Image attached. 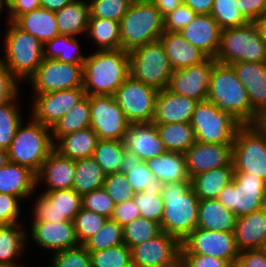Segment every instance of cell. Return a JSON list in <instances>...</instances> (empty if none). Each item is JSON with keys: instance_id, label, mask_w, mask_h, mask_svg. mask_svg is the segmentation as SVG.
Masks as SVG:
<instances>
[{"instance_id": "obj_1", "label": "cell", "mask_w": 266, "mask_h": 267, "mask_svg": "<svg viewBox=\"0 0 266 267\" xmlns=\"http://www.w3.org/2000/svg\"><path fill=\"white\" fill-rule=\"evenodd\" d=\"M128 77L129 52L122 49L88 51L83 64V89L87 96H113Z\"/></svg>"}, {"instance_id": "obj_2", "label": "cell", "mask_w": 266, "mask_h": 267, "mask_svg": "<svg viewBox=\"0 0 266 267\" xmlns=\"http://www.w3.org/2000/svg\"><path fill=\"white\" fill-rule=\"evenodd\" d=\"M161 195L164 201L161 231L182 242L197 228L200 200L191 181L163 183Z\"/></svg>"}, {"instance_id": "obj_3", "label": "cell", "mask_w": 266, "mask_h": 267, "mask_svg": "<svg viewBox=\"0 0 266 267\" xmlns=\"http://www.w3.org/2000/svg\"><path fill=\"white\" fill-rule=\"evenodd\" d=\"M207 100L216 109L233 116L241 125L254 124L258 114L252 109L248 92L231 65L216 63L212 69Z\"/></svg>"}, {"instance_id": "obj_4", "label": "cell", "mask_w": 266, "mask_h": 267, "mask_svg": "<svg viewBox=\"0 0 266 267\" xmlns=\"http://www.w3.org/2000/svg\"><path fill=\"white\" fill-rule=\"evenodd\" d=\"M1 35L0 60L24 85L44 59V45L10 21ZM5 30V31H4Z\"/></svg>"}, {"instance_id": "obj_5", "label": "cell", "mask_w": 266, "mask_h": 267, "mask_svg": "<svg viewBox=\"0 0 266 267\" xmlns=\"http://www.w3.org/2000/svg\"><path fill=\"white\" fill-rule=\"evenodd\" d=\"M26 118L17 127L7 154L9 162L28 167L37 174L54 150V142L50 127L35 121L29 114Z\"/></svg>"}, {"instance_id": "obj_6", "label": "cell", "mask_w": 266, "mask_h": 267, "mask_svg": "<svg viewBox=\"0 0 266 267\" xmlns=\"http://www.w3.org/2000/svg\"><path fill=\"white\" fill-rule=\"evenodd\" d=\"M164 16L151 0H134L120 21L121 49L127 52L159 40Z\"/></svg>"}, {"instance_id": "obj_7", "label": "cell", "mask_w": 266, "mask_h": 267, "mask_svg": "<svg viewBox=\"0 0 266 267\" xmlns=\"http://www.w3.org/2000/svg\"><path fill=\"white\" fill-rule=\"evenodd\" d=\"M215 61L224 65L235 62H266V41L255 22L224 29Z\"/></svg>"}, {"instance_id": "obj_8", "label": "cell", "mask_w": 266, "mask_h": 267, "mask_svg": "<svg viewBox=\"0 0 266 267\" xmlns=\"http://www.w3.org/2000/svg\"><path fill=\"white\" fill-rule=\"evenodd\" d=\"M173 69L160 40L129 52V76L158 91L168 88Z\"/></svg>"}, {"instance_id": "obj_9", "label": "cell", "mask_w": 266, "mask_h": 267, "mask_svg": "<svg viewBox=\"0 0 266 267\" xmlns=\"http://www.w3.org/2000/svg\"><path fill=\"white\" fill-rule=\"evenodd\" d=\"M28 202L31 203L30 206L26 205V211L31 216L30 219L26 218V222L73 221L82 208V196L73 188L36 192L29 197Z\"/></svg>"}, {"instance_id": "obj_10", "label": "cell", "mask_w": 266, "mask_h": 267, "mask_svg": "<svg viewBox=\"0 0 266 267\" xmlns=\"http://www.w3.org/2000/svg\"><path fill=\"white\" fill-rule=\"evenodd\" d=\"M217 200L236 217L250 214L266 207V181L246 172H234Z\"/></svg>"}, {"instance_id": "obj_11", "label": "cell", "mask_w": 266, "mask_h": 267, "mask_svg": "<svg viewBox=\"0 0 266 267\" xmlns=\"http://www.w3.org/2000/svg\"><path fill=\"white\" fill-rule=\"evenodd\" d=\"M190 125L196 141L212 144H233L241 126L233 116L217 110L215 104L208 100L196 104Z\"/></svg>"}, {"instance_id": "obj_12", "label": "cell", "mask_w": 266, "mask_h": 267, "mask_svg": "<svg viewBox=\"0 0 266 267\" xmlns=\"http://www.w3.org/2000/svg\"><path fill=\"white\" fill-rule=\"evenodd\" d=\"M234 172H246L266 181V137L254 124L241 125L232 144Z\"/></svg>"}, {"instance_id": "obj_13", "label": "cell", "mask_w": 266, "mask_h": 267, "mask_svg": "<svg viewBox=\"0 0 266 267\" xmlns=\"http://www.w3.org/2000/svg\"><path fill=\"white\" fill-rule=\"evenodd\" d=\"M24 85L31 91L25 92L28 95L83 88V65L43 59L37 71Z\"/></svg>"}, {"instance_id": "obj_14", "label": "cell", "mask_w": 266, "mask_h": 267, "mask_svg": "<svg viewBox=\"0 0 266 267\" xmlns=\"http://www.w3.org/2000/svg\"><path fill=\"white\" fill-rule=\"evenodd\" d=\"M159 91L130 76L116 90L114 99L131 124L152 123Z\"/></svg>"}, {"instance_id": "obj_15", "label": "cell", "mask_w": 266, "mask_h": 267, "mask_svg": "<svg viewBox=\"0 0 266 267\" xmlns=\"http://www.w3.org/2000/svg\"><path fill=\"white\" fill-rule=\"evenodd\" d=\"M27 249H34L35 253L44 252L52 255L55 252L74 248L80 245L73 221L55 222H26ZM37 246L32 248V246ZM43 250V251H42Z\"/></svg>"}, {"instance_id": "obj_16", "label": "cell", "mask_w": 266, "mask_h": 267, "mask_svg": "<svg viewBox=\"0 0 266 267\" xmlns=\"http://www.w3.org/2000/svg\"><path fill=\"white\" fill-rule=\"evenodd\" d=\"M90 127L99 140H123L131 123L112 95L89 96Z\"/></svg>"}, {"instance_id": "obj_17", "label": "cell", "mask_w": 266, "mask_h": 267, "mask_svg": "<svg viewBox=\"0 0 266 267\" xmlns=\"http://www.w3.org/2000/svg\"><path fill=\"white\" fill-rule=\"evenodd\" d=\"M181 254H201L223 259L235 267L239 255L234 232L196 228L181 242Z\"/></svg>"}, {"instance_id": "obj_18", "label": "cell", "mask_w": 266, "mask_h": 267, "mask_svg": "<svg viewBox=\"0 0 266 267\" xmlns=\"http://www.w3.org/2000/svg\"><path fill=\"white\" fill-rule=\"evenodd\" d=\"M30 95L31 104L27 103L30 106H26L30 112L28 114L50 128L86 96L83 88Z\"/></svg>"}, {"instance_id": "obj_19", "label": "cell", "mask_w": 266, "mask_h": 267, "mask_svg": "<svg viewBox=\"0 0 266 267\" xmlns=\"http://www.w3.org/2000/svg\"><path fill=\"white\" fill-rule=\"evenodd\" d=\"M133 267H165L181 257V242L161 232L155 238L131 248Z\"/></svg>"}, {"instance_id": "obj_20", "label": "cell", "mask_w": 266, "mask_h": 267, "mask_svg": "<svg viewBox=\"0 0 266 267\" xmlns=\"http://www.w3.org/2000/svg\"><path fill=\"white\" fill-rule=\"evenodd\" d=\"M216 63L214 58H207L200 64L173 70L168 89L198 102L207 100L210 76Z\"/></svg>"}, {"instance_id": "obj_21", "label": "cell", "mask_w": 266, "mask_h": 267, "mask_svg": "<svg viewBox=\"0 0 266 267\" xmlns=\"http://www.w3.org/2000/svg\"><path fill=\"white\" fill-rule=\"evenodd\" d=\"M190 178L222 166H233L232 144H212L196 141L185 153Z\"/></svg>"}, {"instance_id": "obj_22", "label": "cell", "mask_w": 266, "mask_h": 267, "mask_svg": "<svg viewBox=\"0 0 266 267\" xmlns=\"http://www.w3.org/2000/svg\"><path fill=\"white\" fill-rule=\"evenodd\" d=\"M74 176L75 160L53 150L36 174L37 192L71 189Z\"/></svg>"}, {"instance_id": "obj_23", "label": "cell", "mask_w": 266, "mask_h": 267, "mask_svg": "<svg viewBox=\"0 0 266 267\" xmlns=\"http://www.w3.org/2000/svg\"><path fill=\"white\" fill-rule=\"evenodd\" d=\"M222 29L210 14H197L179 34L208 58L217 55Z\"/></svg>"}, {"instance_id": "obj_24", "label": "cell", "mask_w": 266, "mask_h": 267, "mask_svg": "<svg viewBox=\"0 0 266 267\" xmlns=\"http://www.w3.org/2000/svg\"><path fill=\"white\" fill-rule=\"evenodd\" d=\"M125 148L147 161L167 152L153 123L131 124L123 139Z\"/></svg>"}, {"instance_id": "obj_25", "label": "cell", "mask_w": 266, "mask_h": 267, "mask_svg": "<svg viewBox=\"0 0 266 267\" xmlns=\"http://www.w3.org/2000/svg\"><path fill=\"white\" fill-rule=\"evenodd\" d=\"M231 66L248 92L252 109L257 114L266 112V62L240 61Z\"/></svg>"}, {"instance_id": "obj_26", "label": "cell", "mask_w": 266, "mask_h": 267, "mask_svg": "<svg viewBox=\"0 0 266 267\" xmlns=\"http://www.w3.org/2000/svg\"><path fill=\"white\" fill-rule=\"evenodd\" d=\"M198 101L171 92L160 90L156 100V110L152 123H190Z\"/></svg>"}, {"instance_id": "obj_27", "label": "cell", "mask_w": 266, "mask_h": 267, "mask_svg": "<svg viewBox=\"0 0 266 267\" xmlns=\"http://www.w3.org/2000/svg\"><path fill=\"white\" fill-rule=\"evenodd\" d=\"M36 192V173L30 168L11 162L0 168V193L18 196L27 205Z\"/></svg>"}, {"instance_id": "obj_28", "label": "cell", "mask_w": 266, "mask_h": 267, "mask_svg": "<svg viewBox=\"0 0 266 267\" xmlns=\"http://www.w3.org/2000/svg\"><path fill=\"white\" fill-rule=\"evenodd\" d=\"M234 236L239 252L261 249L266 238V207L237 217Z\"/></svg>"}, {"instance_id": "obj_29", "label": "cell", "mask_w": 266, "mask_h": 267, "mask_svg": "<svg viewBox=\"0 0 266 267\" xmlns=\"http://www.w3.org/2000/svg\"><path fill=\"white\" fill-rule=\"evenodd\" d=\"M159 40L165 49L173 70L200 64L208 58L178 32H164Z\"/></svg>"}, {"instance_id": "obj_30", "label": "cell", "mask_w": 266, "mask_h": 267, "mask_svg": "<svg viewBox=\"0 0 266 267\" xmlns=\"http://www.w3.org/2000/svg\"><path fill=\"white\" fill-rule=\"evenodd\" d=\"M28 255L26 223L0 225V264L25 263Z\"/></svg>"}, {"instance_id": "obj_31", "label": "cell", "mask_w": 266, "mask_h": 267, "mask_svg": "<svg viewBox=\"0 0 266 267\" xmlns=\"http://www.w3.org/2000/svg\"><path fill=\"white\" fill-rule=\"evenodd\" d=\"M59 35L85 38L90 20L88 0H72L55 12Z\"/></svg>"}, {"instance_id": "obj_32", "label": "cell", "mask_w": 266, "mask_h": 267, "mask_svg": "<svg viewBox=\"0 0 266 267\" xmlns=\"http://www.w3.org/2000/svg\"><path fill=\"white\" fill-rule=\"evenodd\" d=\"M85 39L87 41L84 47L88 51H92V49H121L120 22L110 19L90 18Z\"/></svg>"}, {"instance_id": "obj_33", "label": "cell", "mask_w": 266, "mask_h": 267, "mask_svg": "<svg viewBox=\"0 0 266 267\" xmlns=\"http://www.w3.org/2000/svg\"><path fill=\"white\" fill-rule=\"evenodd\" d=\"M99 141L98 135L91 127L61 136L54 143L56 150L63 157L73 160L90 158Z\"/></svg>"}, {"instance_id": "obj_34", "label": "cell", "mask_w": 266, "mask_h": 267, "mask_svg": "<svg viewBox=\"0 0 266 267\" xmlns=\"http://www.w3.org/2000/svg\"><path fill=\"white\" fill-rule=\"evenodd\" d=\"M14 23L37 38L43 45L59 35L55 12L43 7L20 15Z\"/></svg>"}, {"instance_id": "obj_35", "label": "cell", "mask_w": 266, "mask_h": 267, "mask_svg": "<svg viewBox=\"0 0 266 267\" xmlns=\"http://www.w3.org/2000/svg\"><path fill=\"white\" fill-rule=\"evenodd\" d=\"M145 162L153 176L162 183L191 181L184 153L167 151Z\"/></svg>"}, {"instance_id": "obj_36", "label": "cell", "mask_w": 266, "mask_h": 267, "mask_svg": "<svg viewBox=\"0 0 266 267\" xmlns=\"http://www.w3.org/2000/svg\"><path fill=\"white\" fill-rule=\"evenodd\" d=\"M235 214L217 199L200 200L197 227L211 231L234 232Z\"/></svg>"}, {"instance_id": "obj_37", "label": "cell", "mask_w": 266, "mask_h": 267, "mask_svg": "<svg viewBox=\"0 0 266 267\" xmlns=\"http://www.w3.org/2000/svg\"><path fill=\"white\" fill-rule=\"evenodd\" d=\"M80 38L69 35L55 36L44 45V59H57L64 63L83 65L88 52L85 53V48H82L84 43L86 44L85 38L82 40Z\"/></svg>"}, {"instance_id": "obj_38", "label": "cell", "mask_w": 266, "mask_h": 267, "mask_svg": "<svg viewBox=\"0 0 266 267\" xmlns=\"http://www.w3.org/2000/svg\"><path fill=\"white\" fill-rule=\"evenodd\" d=\"M233 174V166L215 168L192 177L191 187L199 200L217 199L223 188L231 182Z\"/></svg>"}, {"instance_id": "obj_39", "label": "cell", "mask_w": 266, "mask_h": 267, "mask_svg": "<svg viewBox=\"0 0 266 267\" xmlns=\"http://www.w3.org/2000/svg\"><path fill=\"white\" fill-rule=\"evenodd\" d=\"M23 92L15 99L10 100L6 105L0 107V149L8 150L17 127L24 119V114L25 117L28 115L23 111L26 110L23 104L26 106L27 101H23L25 99L24 96H27L26 94L23 95Z\"/></svg>"}, {"instance_id": "obj_40", "label": "cell", "mask_w": 266, "mask_h": 267, "mask_svg": "<svg viewBox=\"0 0 266 267\" xmlns=\"http://www.w3.org/2000/svg\"><path fill=\"white\" fill-rule=\"evenodd\" d=\"M167 151L185 153L195 142L190 123H153Z\"/></svg>"}, {"instance_id": "obj_41", "label": "cell", "mask_w": 266, "mask_h": 267, "mask_svg": "<svg viewBox=\"0 0 266 267\" xmlns=\"http://www.w3.org/2000/svg\"><path fill=\"white\" fill-rule=\"evenodd\" d=\"M106 174L93 157L75 160L72 188L81 196L103 187Z\"/></svg>"}, {"instance_id": "obj_42", "label": "cell", "mask_w": 266, "mask_h": 267, "mask_svg": "<svg viewBox=\"0 0 266 267\" xmlns=\"http://www.w3.org/2000/svg\"><path fill=\"white\" fill-rule=\"evenodd\" d=\"M90 127L89 96H85L71 108L51 128L52 140L55 143L61 136Z\"/></svg>"}, {"instance_id": "obj_43", "label": "cell", "mask_w": 266, "mask_h": 267, "mask_svg": "<svg viewBox=\"0 0 266 267\" xmlns=\"http://www.w3.org/2000/svg\"><path fill=\"white\" fill-rule=\"evenodd\" d=\"M125 150L123 140H99L92 157L107 175L120 172Z\"/></svg>"}, {"instance_id": "obj_44", "label": "cell", "mask_w": 266, "mask_h": 267, "mask_svg": "<svg viewBox=\"0 0 266 267\" xmlns=\"http://www.w3.org/2000/svg\"><path fill=\"white\" fill-rule=\"evenodd\" d=\"M122 244H124L123 227L116 221L107 219L103 227L89 238L83 246L89 252H96Z\"/></svg>"}, {"instance_id": "obj_45", "label": "cell", "mask_w": 266, "mask_h": 267, "mask_svg": "<svg viewBox=\"0 0 266 267\" xmlns=\"http://www.w3.org/2000/svg\"><path fill=\"white\" fill-rule=\"evenodd\" d=\"M161 232L159 223L140 216L123 226L124 244L131 249L155 238Z\"/></svg>"}, {"instance_id": "obj_46", "label": "cell", "mask_w": 266, "mask_h": 267, "mask_svg": "<svg viewBox=\"0 0 266 267\" xmlns=\"http://www.w3.org/2000/svg\"><path fill=\"white\" fill-rule=\"evenodd\" d=\"M89 253L92 267H133L131 249L125 244Z\"/></svg>"}, {"instance_id": "obj_47", "label": "cell", "mask_w": 266, "mask_h": 267, "mask_svg": "<svg viewBox=\"0 0 266 267\" xmlns=\"http://www.w3.org/2000/svg\"><path fill=\"white\" fill-rule=\"evenodd\" d=\"M210 15L222 30L249 23L238 11L236 0H214Z\"/></svg>"}, {"instance_id": "obj_48", "label": "cell", "mask_w": 266, "mask_h": 267, "mask_svg": "<svg viewBox=\"0 0 266 267\" xmlns=\"http://www.w3.org/2000/svg\"><path fill=\"white\" fill-rule=\"evenodd\" d=\"M162 189H144L135 193L134 201L140 210L141 217L161 223L164 211V201L161 195Z\"/></svg>"}, {"instance_id": "obj_49", "label": "cell", "mask_w": 266, "mask_h": 267, "mask_svg": "<svg viewBox=\"0 0 266 267\" xmlns=\"http://www.w3.org/2000/svg\"><path fill=\"white\" fill-rule=\"evenodd\" d=\"M48 257L45 265L49 264V267H92L90 253L83 245L55 252ZM45 265L41 266L48 267Z\"/></svg>"}, {"instance_id": "obj_50", "label": "cell", "mask_w": 266, "mask_h": 267, "mask_svg": "<svg viewBox=\"0 0 266 267\" xmlns=\"http://www.w3.org/2000/svg\"><path fill=\"white\" fill-rule=\"evenodd\" d=\"M134 0H88L90 18L120 22Z\"/></svg>"}, {"instance_id": "obj_51", "label": "cell", "mask_w": 266, "mask_h": 267, "mask_svg": "<svg viewBox=\"0 0 266 267\" xmlns=\"http://www.w3.org/2000/svg\"><path fill=\"white\" fill-rule=\"evenodd\" d=\"M106 220L107 218L102 215L81 208L73 220L80 245L94 236L103 227Z\"/></svg>"}, {"instance_id": "obj_52", "label": "cell", "mask_w": 266, "mask_h": 267, "mask_svg": "<svg viewBox=\"0 0 266 267\" xmlns=\"http://www.w3.org/2000/svg\"><path fill=\"white\" fill-rule=\"evenodd\" d=\"M24 207L25 203L18 196L0 193V225L26 223L27 207Z\"/></svg>"}, {"instance_id": "obj_53", "label": "cell", "mask_w": 266, "mask_h": 267, "mask_svg": "<svg viewBox=\"0 0 266 267\" xmlns=\"http://www.w3.org/2000/svg\"><path fill=\"white\" fill-rule=\"evenodd\" d=\"M103 187L112 198L115 205L129 201L135 196L132 186L122 172L107 174Z\"/></svg>"}, {"instance_id": "obj_54", "label": "cell", "mask_w": 266, "mask_h": 267, "mask_svg": "<svg viewBox=\"0 0 266 267\" xmlns=\"http://www.w3.org/2000/svg\"><path fill=\"white\" fill-rule=\"evenodd\" d=\"M115 203L104 187L82 196V208L110 219Z\"/></svg>"}, {"instance_id": "obj_55", "label": "cell", "mask_w": 266, "mask_h": 267, "mask_svg": "<svg viewBox=\"0 0 266 267\" xmlns=\"http://www.w3.org/2000/svg\"><path fill=\"white\" fill-rule=\"evenodd\" d=\"M125 176L135 193L143 192L144 189H162L163 183L153 176L145 161L125 173Z\"/></svg>"}, {"instance_id": "obj_56", "label": "cell", "mask_w": 266, "mask_h": 267, "mask_svg": "<svg viewBox=\"0 0 266 267\" xmlns=\"http://www.w3.org/2000/svg\"><path fill=\"white\" fill-rule=\"evenodd\" d=\"M197 14L182 3L164 16V32H180L191 23Z\"/></svg>"}, {"instance_id": "obj_57", "label": "cell", "mask_w": 266, "mask_h": 267, "mask_svg": "<svg viewBox=\"0 0 266 267\" xmlns=\"http://www.w3.org/2000/svg\"><path fill=\"white\" fill-rule=\"evenodd\" d=\"M22 83L6 68L0 60V96H18L25 91Z\"/></svg>"}, {"instance_id": "obj_58", "label": "cell", "mask_w": 266, "mask_h": 267, "mask_svg": "<svg viewBox=\"0 0 266 267\" xmlns=\"http://www.w3.org/2000/svg\"><path fill=\"white\" fill-rule=\"evenodd\" d=\"M140 216L141 214L139 208L136 206L134 199H131L129 201L116 204L110 219L116 221L123 227Z\"/></svg>"}, {"instance_id": "obj_59", "label": "cell", "mask_w": 266, "mask_h": 267, "mask_svg": "<svg viewBox=\"0 0 266 267\" xmlns=\"http://www.w3.org/2000/svg\"><path fill=\"white\" fill-rule=\"evenodd\" d=\"M237 9L248 22H255L266 8V0H236Z\"/></svg>"}, {"instance_id": "obj_60", "label": "cell", "mask_w": 266, "mask_h": 267, "mask_svg": "<svg viewBox=\"0 0 266 267\" xmlns=\"http://www.w3.org/2000/svg\"><path fill=\"white\" fill-rule=\"evenodd\" d=\"M181 258L188 267H232L227 261L208 255L181 254Z\"/></svg>"}, {"instance_id": "obj_61", "label": "cell", "mask_w": 266, "mask_h": 267, "mask_svg": "<svg viewBox=\"0 0 266 267\" xmlns=\"http://www.w3.org/2000/svg\"><path fill=\"white\" fill-rule=\"evenodd\" d=\"M235 267H266V253L262 249L241 251Z\"/></svg>"}, {"instance_id": "obj_62", "label": "cell", "mask_w": 266, "mask_h": 267, "mask_svg": "<svg viewBox=\"0 0 266 267\" xmlns=\"http://www.w3.org/2000/svg\"><path fill=\"white\" fill-rule=\"evenodd\" d=\"M9 19L15 21L20 15L40 7V0H8Z\"/></svg>"}, {"instance_id": "obj_63", "label": "cell", "mask_w": 266, "mask_h": 267, "mask_svg": "<svg viewBox=\"0 0 266 267\" xmlns=\"http://www.w3.org/2000/svg\"><path fill=\"white\" fill-rule=\"evenodd\" d=\"M214 0H183L196 14H210Z\"/></svg>"}, {"instance_id": "obj_64", "label": "cell", "mask_w": 266, "mask_h": 267, "mask_svg": "<svg viewBox=\"0 0 266 267\" xmlns=\"http://www.w3.org/2000/svg\"><path fill=\"white\" fill-rule=\"evenodd\" d=\"M141 162L142 160L135 153L126 149L124 152L123 159H122L120 172L125 174L133 170Z\"/></svg>"}, {"instance_id": "obj_65", "label": "cell", "mask_w": 266, "mask_h": 267, "mask_svg": "<svg viewBox=\"0 0 266 267\" xmlns=\"http://www.w3.org/2000/svg\"><path fill=\"white\" fill-rule=\"evenodd\" d=\"M163 16L183 3V0H151Z\"/></svg>"}, {"instance_id": "obj_66", "label": "cell", "mask_w": 266, "mask_h": 267, "mask_svg": "<svg viewBox=\"0 0 266 267\" xmlns=\"http://www.w3.org/2000/svg\"><path fill=\"white\" fill-rule=\"evenodd\" d=\"M71 1L72 0H40V7L56 12L61 10Z\"/></svg>"}, {"instance_id": "obj_67", "label": "cell", "mask_w": 266, "mask_h": 267, "mask_svg": "<svg viewBox=\"0 0 266 267\" xmlns=\"http://www.w3.org/2000/svg\"><path fill=\"white\" fill-rule=\"evenodd\" d=\"M3 19H5V21ZM0 20H3V23L5 22L4 26L2 25L3 28H5V26L10 22L8 0H0Z\"/></svg>"}, {"instance_id": "obj_68", "label": "cell", "mask_w": 266, "mask_h": 267, "mask_svg": "<svg viewBox=\"0 0 266 267\" xmlns=\"http://www.w3.org/2000/svg\"><path fill=\"white\" fill-rule=\"evenodd\" d=\"M254 125L266 137V112L258 114Z\"/></svg>"}, {"instance_id": "obj_69", "label": "cell", "mask_w": 266, "mask_h": 267, "mask_svg": "<svg viewBox=\"0 0 266 267\" xmlns=\"http://www.w3.org/2000/svg\"><path fill=\"white\" fill-rule=\"evenodd\" d=\"M255 23L258 26L259 32L261 33L262 37L266 41V17L262 15L255 21Z\"/></svg>"}, {"instance_id": "obj_70", "label": "cell", "mask_w": 266, "mask_h": 267, "mask_svg": "<svg viewBox=\"0 0 266 267\" xmlns=\"http://www.w3.org/2000/svg\"><path fill=\"white\" fill-rule=\"evenodd\" d=\"M9 162V157L6 150L0 149V168L4 167Z\"/></svg>"}, {"instance_id": "obj_71", "label": "cell", "mask_w": 266, "mask_h": 267, "mask_svg": "<svg viewBox=\"0 0 266 267\" xmlns=\"http://www.w3.org/2000/svg\"><path fill=\"white\" fill-rule=\"evenodd\" d=\"M17 96H0V107L6 105L10 100L15 99Z\"/></svg>"}, {"instance_id": "obj_72", "label": "cell", "mask_w": 266, "mask_h": 267, "mask_svg": "<svg viewBox=\"0 0 266 267\" xmlns=\"http://www.w3.org/2000/svg\"><path fill=\"white\" fill-rule=\"evenodd\" d=\"M26 263L0 264V267H27Z\"/></svg>"}, {"instance_id": "obj_73", "label": "cell", "mask_w": 266, "mask_h": 267, "mask_svg": "<svg viewBox=\"0 0 266 267\" xmlns=\"http://www.w3.org/2000/svg\"><path fill=\"white\" fill-rule=\"evenodd\" d=\"M176 267H188L187 264L182 260V258L180 257L177 261H176Z\"/></svg>"}, {"instance_id": "obj_74", "label": "cell", "mask_w": 266, "mask_h": 267, "mask_svg": "<svg viewBox=\"0 0 266 267\" xmlns=\"http://www.w3.org/2000/svg\"><path fill=\"white\" fill-rule=\"evenodd\" d=\"M261 249L266 253V238H265L264 244H263Z\"/></svg>"}, {"instance_id": "obj_75", "label": "cell", "mask_w": 266, "mask_h": 267, "mask_svg": "<svg viewBox=\"0 0 266 267\" xmlns=\"http://www.w3.org/2000/svg\"><path fill=\"white\" fill-rule=\"evenodd\" d=\"M165 267H176V262L172 263L171 265L165 266Z\"/></svg>"}, {"instance_id": "obj_76", "label": "cell", "mask_w": 266, "mask_h": 267, "mask_svg": "<svg viewBox=\"0 0 266 267\" xmlns=\"http://www.w3.org/2000/svg\"><path fill=\"white\" fill-rule=\"evenodd\" d=\"M263 16H265V17H266V8H265V11H264V13H263Z\"/></svg>"}]
</instances>
